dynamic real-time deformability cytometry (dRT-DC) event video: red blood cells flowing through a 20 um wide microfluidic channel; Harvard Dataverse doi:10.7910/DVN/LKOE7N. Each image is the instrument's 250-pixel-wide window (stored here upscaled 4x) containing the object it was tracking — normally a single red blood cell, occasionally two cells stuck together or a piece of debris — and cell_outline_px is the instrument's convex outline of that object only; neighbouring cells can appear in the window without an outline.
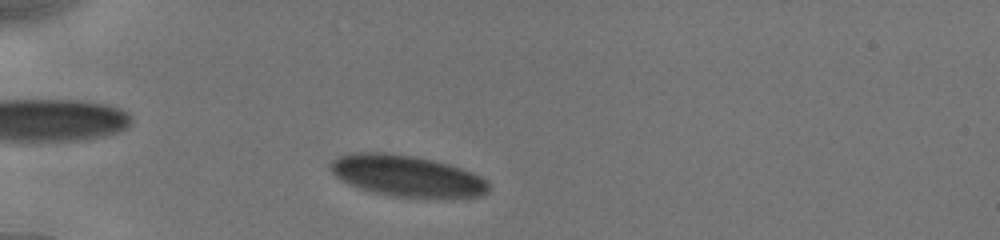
{"species": "human", "species_latin": "Homo sapiens", "temperature_condition": "cold", "stored_images_in_passage": 12, "camera_frame_rate_fps": 3000, "um_per_image_px": 0.085, "donor": {"sex": "male"}, "frame": {"image": 1, "passage_image": 4, "time_ms": 1.0, "image_size_px": [1000, 240], "cell_outline_px": [[488, 192], [480, 196], [440, 200], [428, 200], [392, 196], [372, 192], [360, 188], [340, 180], [328, 168], [328, 164], [332, 160], [348, 152], [388, 152], [416, 156], [448, 164], [472, 172], [488, 180]], "centroid_in_image_um": [34.6, 14.98], "position_along_channel_um": 50.4, "area_um2": 39.19}}
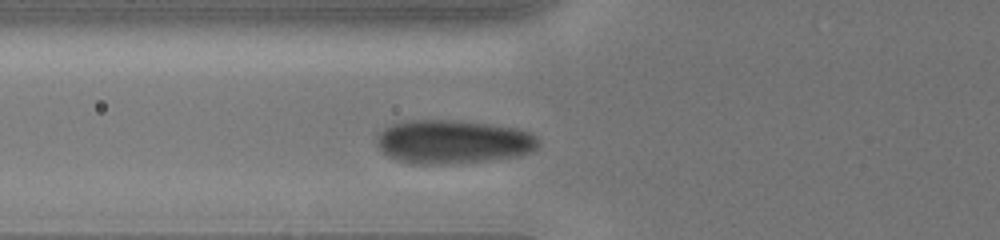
{"frame": {"image": 2, "passage_image": 9, "time_ms": 2.667, "image_size_px": [1000, 240], "cell_outline_px": [[536, 148], [520, 156], [496, 160], [452, 164], [412, 164], [396, 160], [388, 156], [376, 144], [376, 140], [380, 132], [384, 128], [392, 124], [408, 120], [452, 120], [492, 124], [516, 128], [528, 132], [536, 136]], "centroid_in_image_um": [38.48, 12.06], "position_along_channel_um": 87.3, "area_um2": 41.38}}